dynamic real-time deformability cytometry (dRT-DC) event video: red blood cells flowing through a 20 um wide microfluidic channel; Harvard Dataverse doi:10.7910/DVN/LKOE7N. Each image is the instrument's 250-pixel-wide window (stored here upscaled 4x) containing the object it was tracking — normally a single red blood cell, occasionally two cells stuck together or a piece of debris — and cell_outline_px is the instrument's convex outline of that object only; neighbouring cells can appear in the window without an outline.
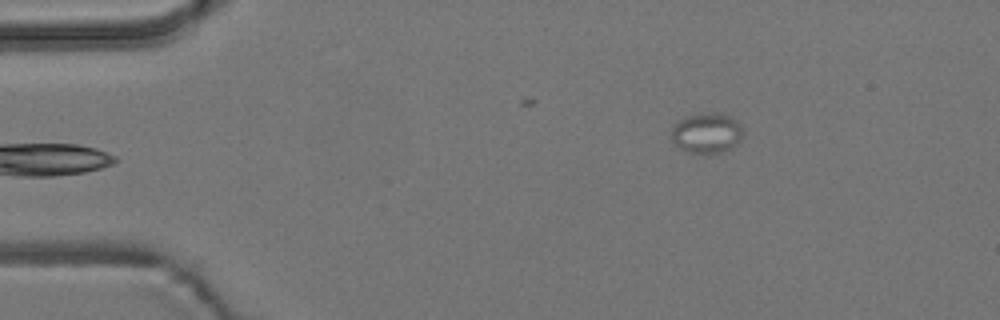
{"species": "common noctule bat (a hibernating species)", "species_latin": "Nyctalus noctula", "temperature_condition": "room temperature", "stored_images_in_passage": 6, "camera_frame_rate_fps": 3000, "um_per_image_px": 0.085, "animal": {"sex": "male", "body_mass_g": 19.2, "forearm_length_mm": 51.8}, "frame": {"image": 1, "passage_image": 6, "time_ms": 1.667, "image_size_px": [1000, 320], "cell_outline_px": [[744, 132], [740, 140], [732, 148], [720, 152], [688, 152], [680, 148], [672, 140], [672, 124], [684, 116], [712, 112], [720, 112], [732, 116], [740, 124]], "centroid_in_image_um": [60.08, 11.27], "position_along_channel_um": 24.9, "area_um2": 16.94}}